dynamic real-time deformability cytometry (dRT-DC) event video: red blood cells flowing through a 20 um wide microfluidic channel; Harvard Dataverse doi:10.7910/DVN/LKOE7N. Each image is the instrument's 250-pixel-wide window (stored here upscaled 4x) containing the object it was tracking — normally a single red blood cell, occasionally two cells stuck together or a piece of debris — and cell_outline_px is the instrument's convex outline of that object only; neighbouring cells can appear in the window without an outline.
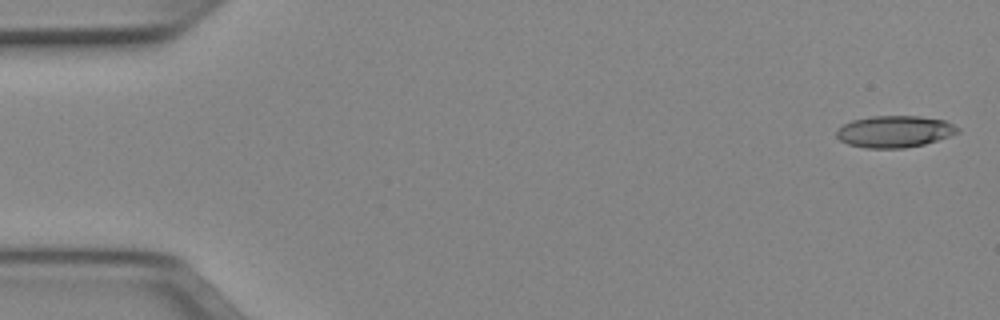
{"species": "Egyptian fruit bat (a non-hibernating species)", "species_latin": "Rousettus aegyptiacus", "temperature_condition": "cold", "stored_images_in_passage": 50, "camera_frame_rate_fps": 3000, "um_per_image_px": 0.085, "animal": {"sex": "female"}, "frame": {"image": 1, "passage_image": 1, "time_ms": 0.0, "image_size_px": [1000, 320], "cell_outline_px": [[960, 132], [924, 144], [904, 148], [868, 148], [848, 144], [840, 140], [836, 136], [836, 132], [844, 124], [852, 120], [872, 116], [920, 116], [944, 120], [960, 128]], "centroid_in_image_um": [76.04, 11.17], "position_along_channel_um": 9.0, "area_um2": 22.25}}
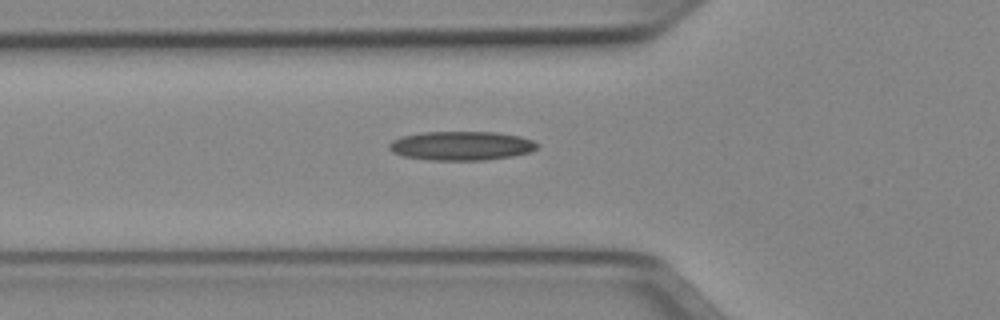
{"frame": {"image": 2, "passage_image": 17, "time_ms": 5.333, "image_size_px": [1000, 320], "cell_outline_px": [[540, 144], [532, 152], [512, 156], [484, 160], [432, 160], [404, 156], [392, 152], [388, 148], [388, 144], [392, 140], [400, 136], [424, 132], [496, 132], [520, 136], [532, 140]], "centroid_in_image_um": [39.21, 12.39], "position_along_channel_um": 86.6, "area_um2": 25.14}}
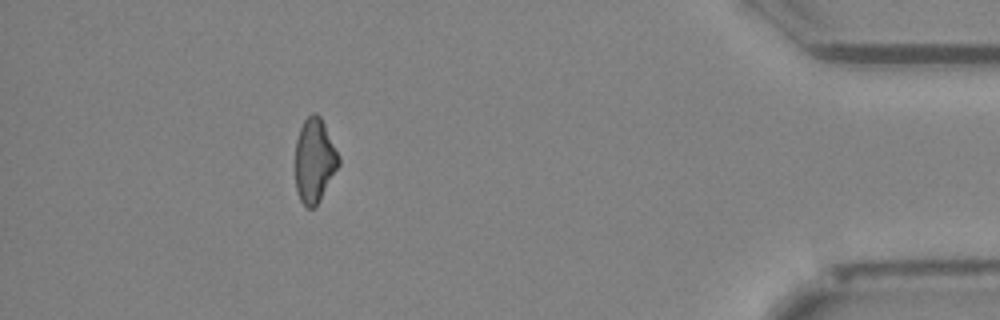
{"frame": {"image": 3, "passage_image": 45, "time_ms": 14.667, "image_size_px": [1000, 320], "cell_outline_px": [[340, 164], [320, 200], [312, 208], [308, 208], [300, 200], [296, 188], [296, 140], [300, 128], [304, 120], [312, 112], [316, 112], [320, 116], [340, 156]], "centroid_in_image_um": [26.74, 13.62], "position_along_channel_um": 408.5, "area_um2": 21.15}}